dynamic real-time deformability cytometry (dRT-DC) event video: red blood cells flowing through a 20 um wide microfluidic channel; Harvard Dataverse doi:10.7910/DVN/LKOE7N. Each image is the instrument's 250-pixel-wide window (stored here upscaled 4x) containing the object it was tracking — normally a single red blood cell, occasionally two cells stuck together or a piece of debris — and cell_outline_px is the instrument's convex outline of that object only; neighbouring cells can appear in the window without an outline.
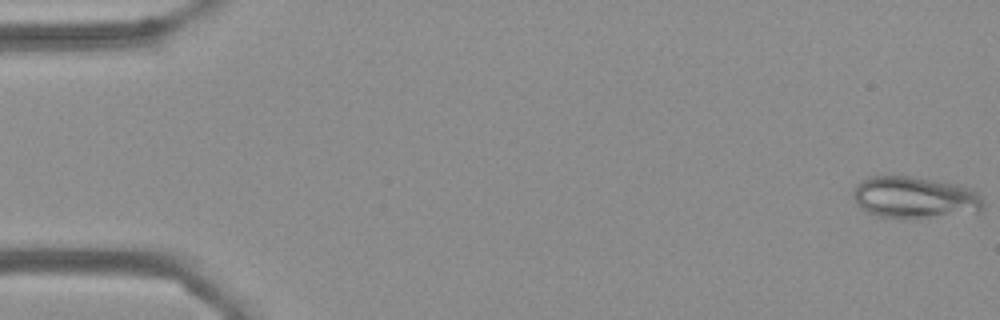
{"species": "Egyptian fruit bat (a non-hibernating species)", "species_latin": "Rousettus aegyptiacus", "temperature_condition": "cold", "stored_images_in_passage": 56, "camera_frame_rate_fps": 3000, "um_per_image_px": 0.085, "frame": {"image": 1, "passage_image": 1, "time_ms": 0.0, "image_size_px": [1000, 320], "cell_outline_px": [[984, 208], [980, 212], [928, 216], [876, 216], [860, 208], [852, 196], [852, 192], [856, 184], [868, 176], [908, 176], [936, 180], [960, 184], [976, 192], [984, 200]], "centroid_in_image_um": [77.74, 16.75], "position_along_channel_um": 7.3, "area_um2": 31.27}}
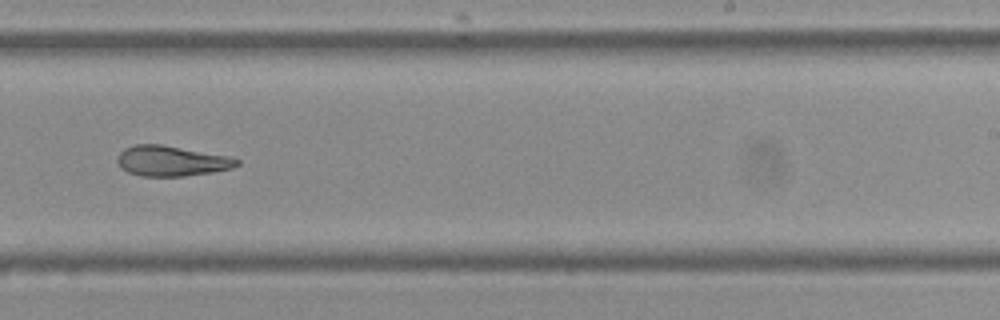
{"frame": {"image": 2, "passage_image": 35, "time_ms": 11.333, "image_size_px": [1000, 320], "cell_outline_px": [[240, 164], [232, 168], [212, 172], [184, 176], [140, 176], [128, 172], [120, 168], [116, 160], [116, 156], [124, 148], [136, 144], [160, 144], [232, 156], [240, 160]], "centroid_in_image_um": [14.57, 13.67], "position_along_channel_um": 274.4, "area_um2": 21.39}}
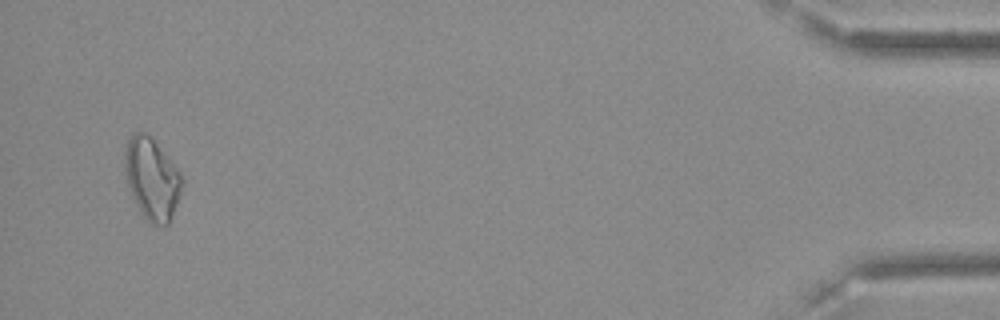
{"frame": {"image": 3, "passage_image": 54, "time_ms": 17.667, "image_size_px": [1000, 320], "cell_outline_px": [[184, 180], [176, 204], [168, 224], [152, 224], [140, 212], [128, 192], [124, 172], [124, 152], [128, 140], [132, 132], [144, 132], [156, 144], [180, 172]], "centroid_in_image_um": [12.86, 15.2], "position_along_channel_um": 422.3, "area_um2": 26.99}, "authors_computed_cell_mechanics": {"area_um2": 23.5246, "velocity_mm_per_s": 3.6139, "shape_relaxation_time_tau1_ms": null, "shape_relaxation_time_tau2_ms": 7.8237, "deformation_change_tau1": null, "deformation_change_tau2": 0.1285}}